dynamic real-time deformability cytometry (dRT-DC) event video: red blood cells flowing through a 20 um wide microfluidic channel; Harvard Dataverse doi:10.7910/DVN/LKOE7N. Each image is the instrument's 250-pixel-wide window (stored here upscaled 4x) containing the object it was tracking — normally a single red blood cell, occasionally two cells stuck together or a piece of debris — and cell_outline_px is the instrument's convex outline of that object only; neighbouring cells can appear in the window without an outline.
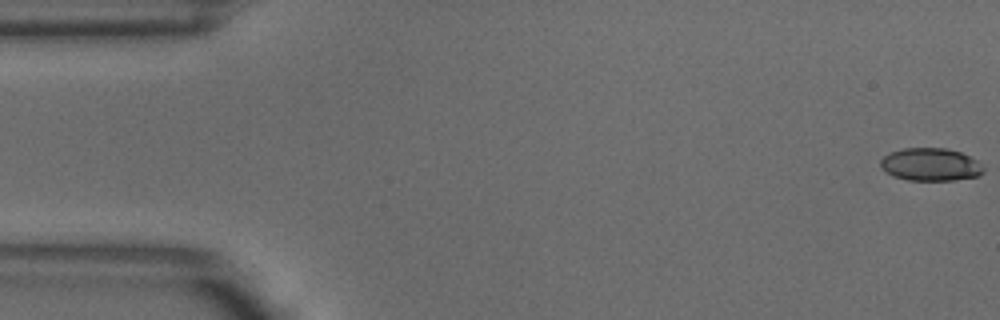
{"species": "common noctule bat (a hibernating species)", "species_latin": "Nyctalus noctula", "temperature_condition": "warm", "stored_images_in_passage": 5, "segment_of_instrument_passage": [1, 2], "camera_frame_rate_fps": 3000, "um_per_image_px": 0.085, "animal": {"sex": "male", "body_mass_g": 18.8}, "frame": {"image": 1, "passage_image": 1, "time_ms": 0.0, "image_size_px": [1000, 320], "cell_outline_px": [[984, 172], [976, 176], [956, 180], [908, 180], [892, 176], [884, 172], [880, 168], [880, 160], [884, 156], [892, 152], [904, 148], [944, 148], [960, 152], [976, 160], [984, 168]], "centroid_in_image_um": [79.06, 13.99], "position_along_channel_um": 5.9, "area_um2": 19.65}}
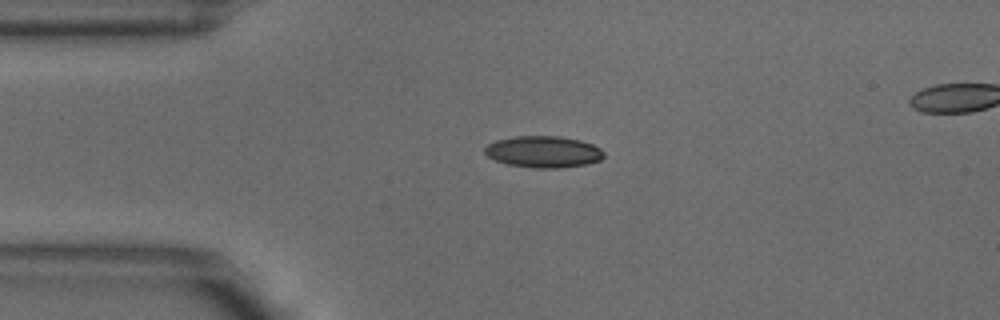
{"frame": {"image": 2, "passage_image": 4, "time_ms": 1.0, "image_size_px": [1000, 320], "cell_outline_px": [[604, 156], [600, 160], [584, 164], [560, 168], [536, 168], [508, 164], [496, 160], [488, 156], [484, 152], [484, 148], [488, 144], [496, 140], [516, 136], [560, 136], [580, 140], [592, 144], [600, 148], [604, 152]], "centroid_in_image_um": [46.19, 12.89], "position_along_channel_um": 38.8, "area_um2": 21.79}}